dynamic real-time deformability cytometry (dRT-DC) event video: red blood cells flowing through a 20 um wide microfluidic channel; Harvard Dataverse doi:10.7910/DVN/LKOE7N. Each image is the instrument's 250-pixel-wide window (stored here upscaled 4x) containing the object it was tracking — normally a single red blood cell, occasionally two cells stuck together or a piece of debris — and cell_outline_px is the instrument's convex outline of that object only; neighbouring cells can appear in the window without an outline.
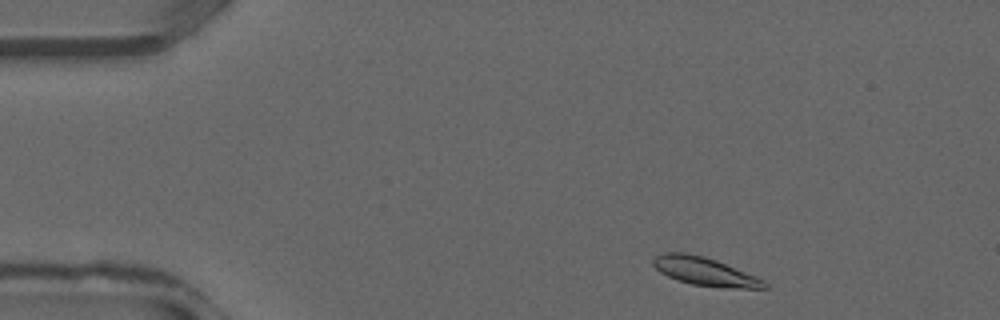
{"species": "common noctule bat (a hibernating species)", "species_latin": "Nyctalus noctula", "temperature_condition": "warm", "stored_images_in_passage": 11, "camera_frame_rate_fps": 3000, "um_per_image_px": 0.085, "animal": {"sex": "male", "forearm_length_mm": 52.5}, "frame": {"image": 1, "passage_image": 2, "time_ms": 0.333, "image_size_px": [1000, 320], "cell_outline_px": [[768, 288], [724, 288], [692, 284], [676, 280], [660, 272], [652, 264], [652, 260], [656, 256], [664, 252], [684, 252], [704, 256], [716, 260], [756, 276], [764, 280], [768, 284]], "centroid_in_image_um": [59.9, 23.07], "position_along_channel_um": 25.1, "area_um2": 18.38}}
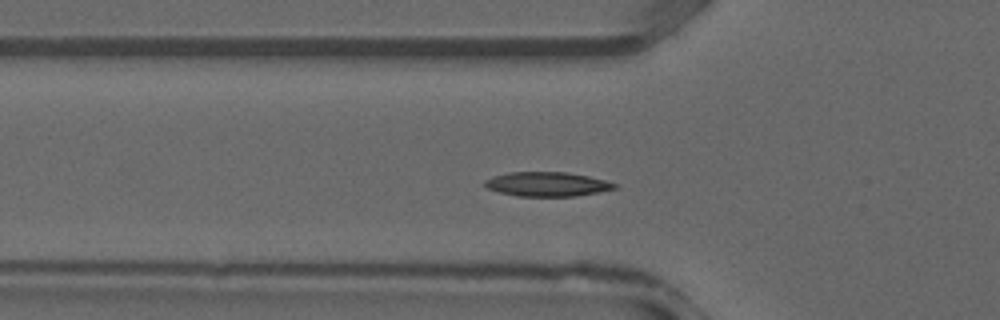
{"frame": {"image": 2, "passage_image": 9, "time_ms": 2.667, "image_size_px": [1000, 320], "cell_outline_px": [[620, 188], [576, 196], [516, 196], [500, 192], [488, 188], [484, 184], [484, 180], [508, 172], [568, 172], [588, 176], [620, 184]], "centroid_in_image_um": [46.57, 15.65], "position_along_channel_um": 79.2, "area_um2": 18.44}}